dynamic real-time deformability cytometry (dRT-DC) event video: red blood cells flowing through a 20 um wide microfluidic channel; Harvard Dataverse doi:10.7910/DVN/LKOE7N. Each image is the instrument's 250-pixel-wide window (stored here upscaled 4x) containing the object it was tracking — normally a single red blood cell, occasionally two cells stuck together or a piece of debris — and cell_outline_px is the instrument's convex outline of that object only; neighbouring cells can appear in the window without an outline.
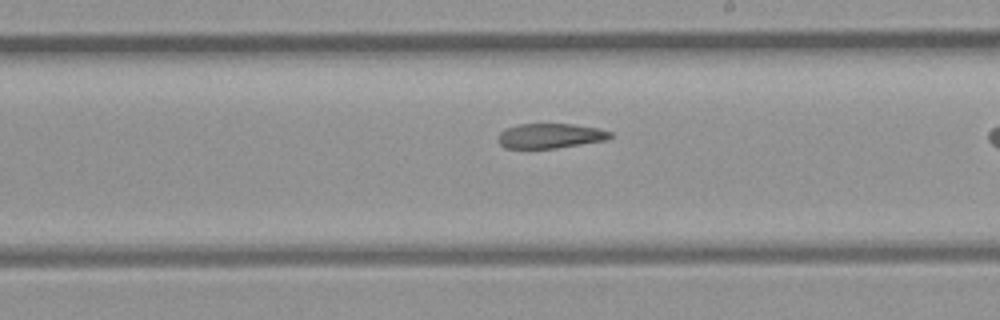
{"species": "common noctule bat (a hibernating species)", "species_latin": "Nyctalus noctula", "temperature_condition": "room temperature", "stored_images_in_passage": 23, "camera_frame_rate_fps": 3000, "um_per_image_px": 0.085, "animal": {"sex": "female", "body_mass_g": 21.9}, "frame": {"image": 1, "passage_image": 14, "time_ms": 4.333, "image_size_px": [1000, 320], "cell_outline_px": [[612, 136], [608, 140], [556, 148], [504, 148], [500, 144], [500, 132], [508, 128], [520, 124], [572, 124], [600, 128], [612, 132]], "centroid_in_image_um": [46.84, 11.55], "position_along_channel_um": 242.2, "area_um2": 16.13}}
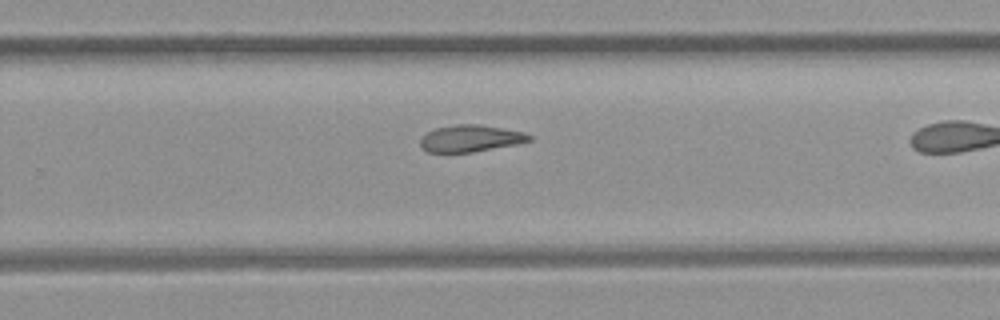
{"frame": {"image": 2, "passage_image": 17, "time_ms": 5.333, "image_size_px": [1000, 320], "cell_outline_px": [[532, 140], [516, 144], [472, 152], [428, 152], [420, 144], [420, 140], [428, 132], [436, 128], [456, 124], [476, 124], [524, 132], [532, 136]], "centroid_in_image_um": [40.01, 11.76], "position_along_channel_um": 289.8, "area_um2": 16.7}}